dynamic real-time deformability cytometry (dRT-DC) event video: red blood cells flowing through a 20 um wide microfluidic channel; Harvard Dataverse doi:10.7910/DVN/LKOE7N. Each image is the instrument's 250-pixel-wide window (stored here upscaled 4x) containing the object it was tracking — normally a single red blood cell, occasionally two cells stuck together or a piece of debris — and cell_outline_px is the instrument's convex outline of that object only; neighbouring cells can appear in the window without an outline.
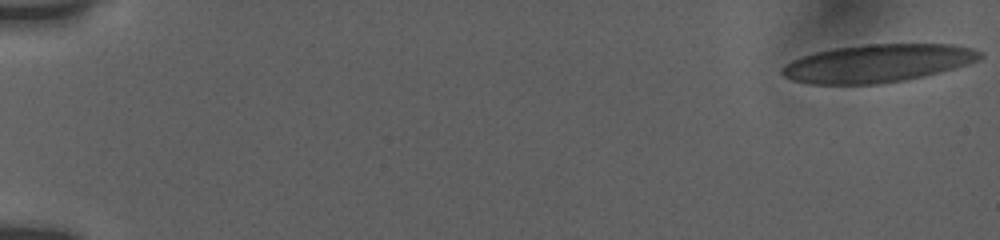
{"species": "human", "species_latin": "Homo sapiens", "temperature_condition": "room temperature", "stored_images_in_passage": 68, "camera_frame_rate_fps": 3000, "um_per_image_px": 0.085, "donor": {"sex": "female"}, "frame": {"image": 1, "passage_image": 1, "time_ms": 0.0, "image_size_px": [1000, 240], "cell_outline_px": [[984, 56], [968, 64], [956, 68], [924, 76], [904, 80], [876, 84], [808, 84], [792, 80], [784, 76], [780, 72], [780, 68], [784, 64], [792, 60], [816, 52], [832, 48], [864, 44], [952, 44], [972, 48], [984, 52]], "centroid_in_image_um": [74.59, 5.38], "position_along_channel_um": 10.4, "area_um2": 43.99}}
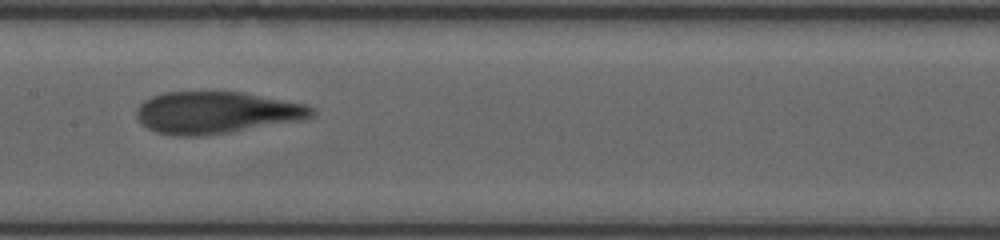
{"frame": {"image": 2, "passage_image": 39, "time_ms": 9.667, "image_size_px": [1000, 240], "cell_outline_px": [[316, 112], [312, 116], [300, 120], [228, 132], [196, 136], [176, 136], [156, 132], [148, 128], [136, 116], [136, 108], [144, 100], [152, 96], [164, 92], [240, 92], [304, 104], [316, 108]], "centroid_in_image_um": [18.36, 9.56], "position_along_channel_um": 189.0, "area_um2": 42.31}}
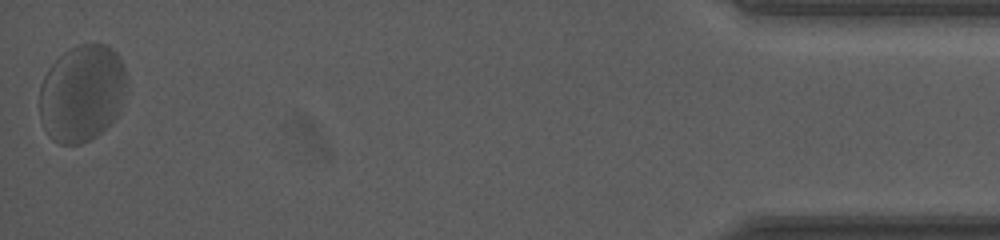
{"frame": {"image": 3, "passage_image": 67, "time_ms": 18.333, "image_size_px": [1000, 240], "cell_outline_px": [[128, 76], [120, 112], [96, 136], [80, 144], [60, 144], [52, 140], [44, 128], [40, 120], [40, 84], [48, 68], [64, 52], [80, 44], [104, 44], [112, 48], [120, 56]], "centroid_in_image_um": [6.97, 7.91], "position_along_channel_um": 428.2, "area_um2": 49.48}, "authors_computed_cell_mechanics": {"area_um2": 43.8702, "velocity_mm_per_s": 3.6744, "shape_relaxation_time_tau1_ms": 3.4833, "shape_relaxation_time_tau2_ms": 1.0698, "deformation_change_tau1": 0.1263, "deformation_change_tau2": 0.072}}